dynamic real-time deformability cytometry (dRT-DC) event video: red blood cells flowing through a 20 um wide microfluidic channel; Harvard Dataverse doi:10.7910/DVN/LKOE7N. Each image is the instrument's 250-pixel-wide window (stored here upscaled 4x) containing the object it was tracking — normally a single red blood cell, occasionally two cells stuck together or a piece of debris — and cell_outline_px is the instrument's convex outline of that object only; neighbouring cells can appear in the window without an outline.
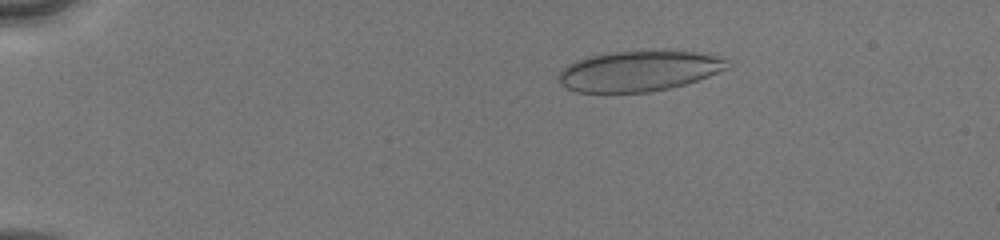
{"species": "human", "species_latin": "Homo sapiens", "temperature_condition": "cold", "stored_images_in_passage": 51, "camera_frame_rate_fps": 3000, "um_per_image_px": 0.085, "donor": {"sex": "male"}, "frame": {"image": 1, "passage_image": 10, "time_ms": 3.0, "image_size_px": [1000, 240], "cell_outline_px": [[732, 64], [728, 68], [708, 76], [684, 84], [668, 88], [648, 92], [576, 92], [560, 84], [560, 72], [568, 64], [588, 56], [608, 52], [708, 52], [724, 56]], "centroid_in_image_um": [54.37, 6.03], "position_along_channel_um": 30.6, "area_um2": 39.48}}
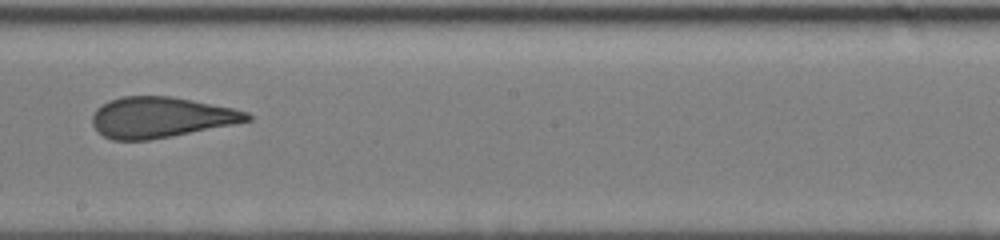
{"frame": {"image": 2, "passage_image": 31, "time_ms": 10.0, "image_size_px": [1000, 240], "cell_outline_px": [[252, 120], [172, 136], [148, 140], [112, 140], [104, 136], [92, 124], [92, 116], [96, 108], [108, 100], [120, 96], [172, 96], [232, 108], [248, 112], [252, 116]], "centroid_in_image_um": [13.64, 9.96], "position_along_channel_um": 234.6, "area_um2": 36.53}}
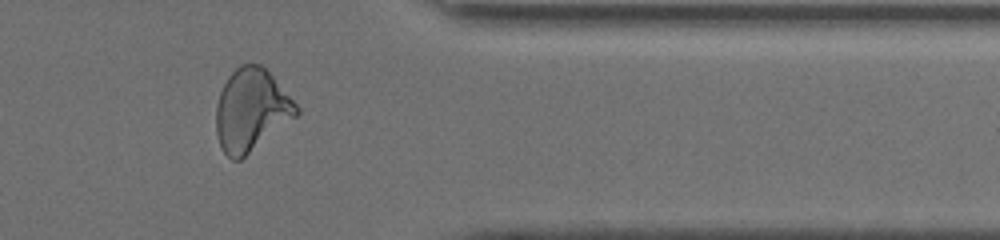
{"frame": {"image": 3, "passage_image": 43, "time_ms": 14.0, "image_size_px": [1000, 240], "cell_outline_px": [[300, 112], [296, 116], [240, 160], [232, 160], [224, 152], [220, 144], [216, 132], [216, 104], [220, 92], [228, 76], [240, 64], [260, 64], [272, 76], [300, 108]], "centroid_in_image_um": [21.33, 9.35], "position_along_channel_um": 390.1, "area_um2": 37.97}, "authors_computed_cell_mechanics": {"area_um2": 39.4774, "velocity_mm_per_s": 4.1135, "shape_relaxation_time_tau1_ms": null, "shape_relaxation_time_tau2_ms": 1.2823, "deformation_change_tau1": null, "deformation_change_tau2": 0.0896}}